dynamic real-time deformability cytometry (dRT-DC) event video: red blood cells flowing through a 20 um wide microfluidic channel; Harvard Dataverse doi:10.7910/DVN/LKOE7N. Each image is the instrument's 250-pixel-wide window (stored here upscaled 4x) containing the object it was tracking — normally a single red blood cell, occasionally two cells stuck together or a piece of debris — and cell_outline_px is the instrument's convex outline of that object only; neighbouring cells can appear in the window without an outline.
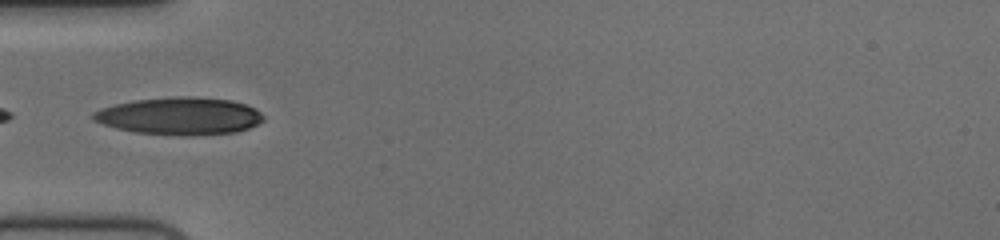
{"species": "human", "species_latin": "Homo sapiens", "temperature_condition": "cold", "stored_images_in_passage": 10, "camera_frame_rate_fps": 3000, "um_per_image_px": 0.085, "donor": {"sex": "female"}, "frame": {"image": 1, "passage_image": 1, "time_ms": 0.0, "image_size_px": [1000, 240], "cell_outline_px": [[264, 120], [248, 128], [236, 132], [196, 136], [180, 136], [136, 132], [116, 128], [92, 120], [92, 112], [100, 108], [132, 100], [176, 96], [192, 96], [232, 100], [256, 108], [264, 116]], "centroid_in_image_um": [15.27, 9.86], "position_along_channel_um": 69.7, "area_um2": 37.45}}
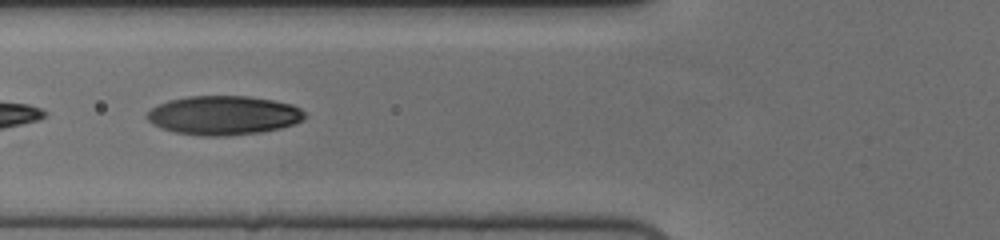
{"frame": {"image": 2, "passage_image": 4, "time_ms": 1.0, "image_size_px": [1000, 240], "cell_outline_px": [[304, 120], [280, 128], [260, 132], [228, 136], [200, 136], [176, 132], [160, 128], [152, 124], [144, 116], [152, 108], [168, 100], [188, 96], [248, 96], [272, 100], [292, 104], [300, 108], [304, 112]], "centroid_in_image_um": [18.98, 9.8], "position_along_channel_um": 106.8, "area_um2": 35.95}}
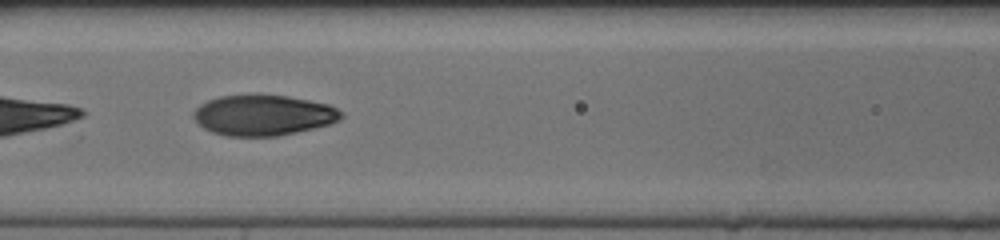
{"frame": {"image": 3, "passage_image": 7, "time_ms": 2.0, "image_size_px": [1000, 240], "cell_outline_px": [[344, 116], [340, 120], [332, 124], [296, 132], [276, 136], [228, 136], [212, 132], [204, 128], [192, 116], [192, 112], [200, 104], [208, 100], [220, 96], [256, 92], [288, 96], [328, 104], [344, 112]], "centroid_in_image_um": [22.39, 9.76], "position_along_channel_um": 144.2, "area_um2": 35.66}}